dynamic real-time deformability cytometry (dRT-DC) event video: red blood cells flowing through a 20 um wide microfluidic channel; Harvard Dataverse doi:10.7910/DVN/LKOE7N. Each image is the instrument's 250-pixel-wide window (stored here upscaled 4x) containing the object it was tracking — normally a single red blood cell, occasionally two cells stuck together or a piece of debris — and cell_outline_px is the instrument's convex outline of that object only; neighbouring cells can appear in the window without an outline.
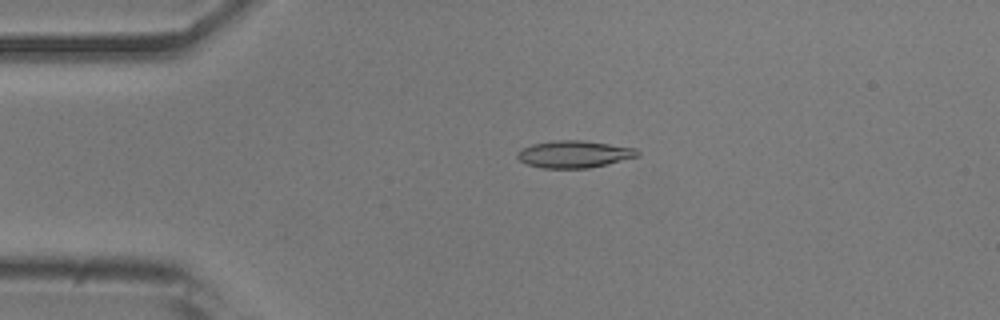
{"species": "common noctule bat (a hibernating species)", "species_latin": "Nyctalus noctula", "temperature_condition": "room temperature", "stored_images_in_passage": 51, "camera_frame_rate_fps": 3000, "um_per_image_px": 0.085, "animal": {"sex": "male", "body_mass_g": 20.5, "forearm_length_mm": 52.5}, "frame": {"image": 1, "passage_image": 11, "time_ms": 3.333, "image_size_px": [1000, 320], "cell_outline_px": [[640, 156], [588, 168], [544, 168], [528, 164], [520, 160], [516, 156], [516, 152], [520, 148], [532, 144], [556, 140], [580, 140], [636, 148], [640, 152]], "centroid_in_image_um": [48.78, 13.1], "position_along_channel_um": 36.2, "area_um2": 18.9}}
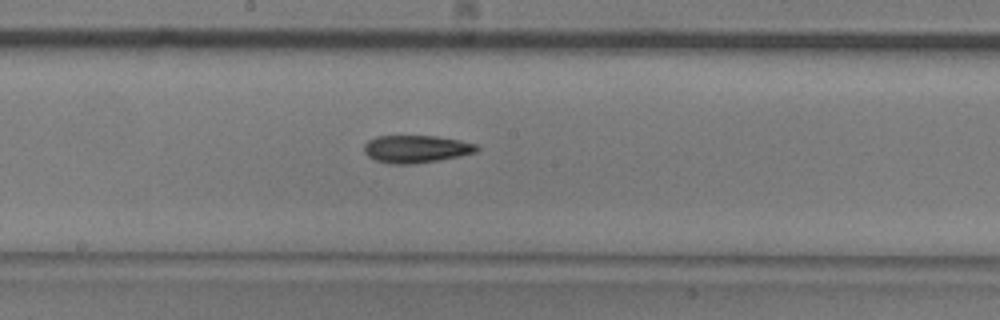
{"frame": {"image": 2, "passage_image": 27, "time_ms": 8.667, "image_size_px": [1000, 320], "cell_outline_px": [[480, 148], [476, 152], [460, 156], [416, 164], [388, 164], [376, 160], [368, 156], [364, 152], [364, 144], [368, 140], [376, 136], [436, 136], [460, 140], [476, 144]], "centroid_in_image_um": [35.36, 12.66], "position_along_channel_um": 212.8, "area_um2": 18.21}}
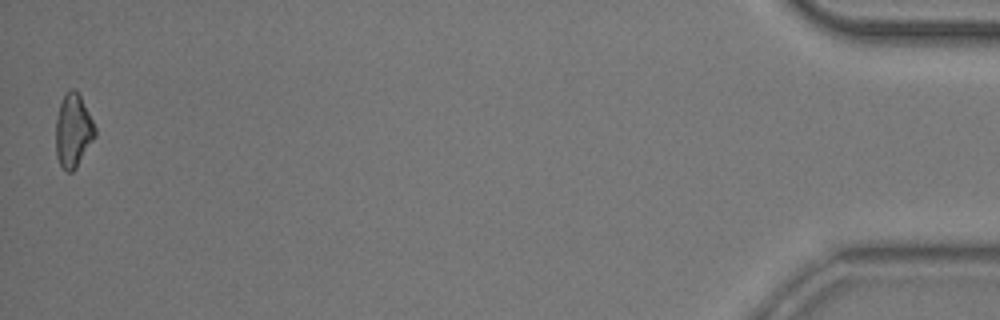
{"frame": {"image": 3, "passage_image": 51, "time_ms": 16.667, "image_size_px": [1000, 320], "cell_outline_px": [[96, 136], [76, 168], [72, 172], [68, 172], [60, 164], [56, 156], [56, 116], [60, 104], [68, 88], [72, 88], [80, 96], [96, 128]], "centroid_in_image_um": [6.22, 11.12], "position_along_channel_um": 429.0, "area_um2": 16.65}, "authors_computed_cell_mechanics": {"area_um2": 17.9758, "velocity_mm_per_s": 3.9028, "shape_relaxation_time_tau1_ms": 4.4685, "shape_relaxation_time_tau2_ms": 3.7471, "deformation_change_tau1": 0.1261, "deformation_change_tau2": 0.1277}}